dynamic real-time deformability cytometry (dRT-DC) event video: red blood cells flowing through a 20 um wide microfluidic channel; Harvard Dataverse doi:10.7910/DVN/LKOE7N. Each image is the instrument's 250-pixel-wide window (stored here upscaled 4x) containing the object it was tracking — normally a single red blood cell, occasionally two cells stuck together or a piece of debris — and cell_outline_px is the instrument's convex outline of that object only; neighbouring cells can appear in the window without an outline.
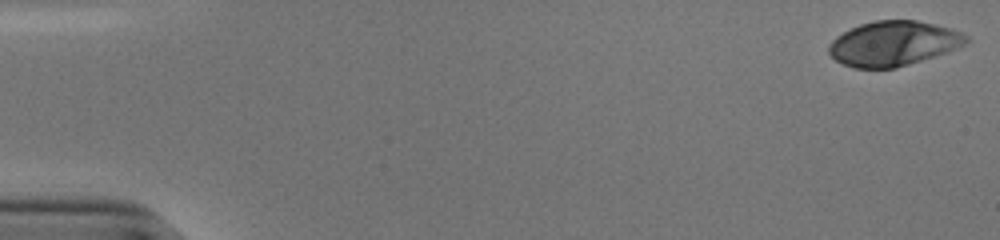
{"species": "human", "species_latin": "Homo sapiens", "temperature_condition": "cold", "stored_images_in_passage": 44, "camera_frame_rate_fps": 3000, "um_per_image_px": 0.085, "donor": {"sex": "male"}, "frame": {"image": 1, "passage_image": 1, "time_ms": 0.0, "image_size_px": [1000, 240], "cell_outline_px": [[968, 40], [964, 44], [948, 52], [896, 68], [852, 68], [836, 60], [828, 52], [828, 44], [836, 36], [860, 24], [876, 20], [916, 20], [952, 28], [968, 36]], "centroid_in_image_um": [75.93, 3.7], "position_along_channel_um": 9.1, "area_um2": 35.78}}
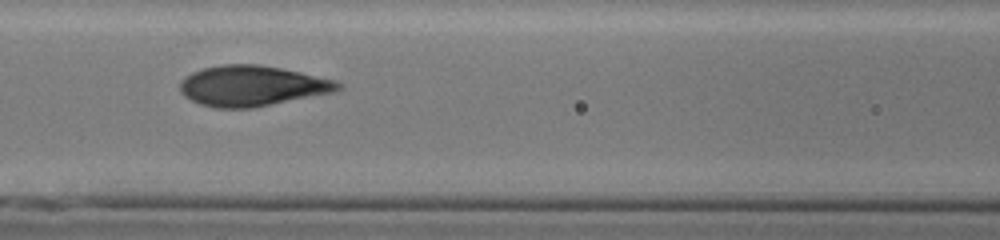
{"frame": {"image": 2, "passage_image": 24, "time_ms": 7.667, "image_size_px": [1000, 240], "cell_outline_px": [[344, 88], [336, 92], [252, 108], [216, 108], [200, 104], [184, 96], [180, 92], [180, 80], [192, 72], [204, 68], [224, 64], [260, 64], [300, 72], [336, 80], [344, 84]], "centroid_in_image_um": [21.46, 7.3], "position_along_channel_um": 145.1, "area_um2": 37.51}}
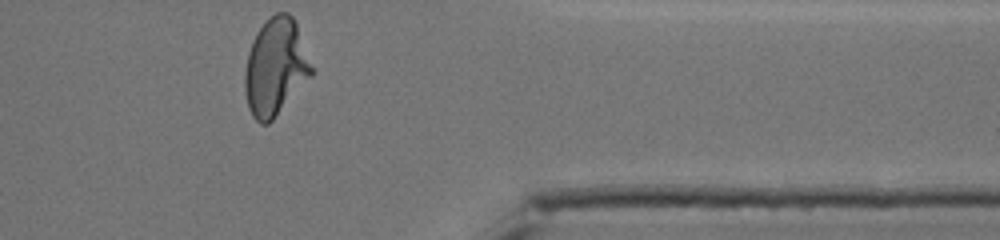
{"frame": {"image": 3, "passage_image": 44, "time_ms": 14.333, "image_size_px": [1000, 240], "cell_outline_px": [[316, 72], [272, 120], [268, 124], [260, 124], [252, 116], [248, 108], [244, 88], [244, 72], [248, 52], [252, 40], [256, 32], [264, 20], [276, 12], [288, 12], [292, 16], [296, 24]], "centroid_in_image_um": [23.42, 5.69], "position_along_channel_um": 388.0, "area_um2": 38.21}, "authors_computed_cell_mechanics": {"area_um2": 36.8764, "velocity_mm_per_s": 3.8547, "shape_relaxation_time_tau1_ms": 4.5823, "shape_relaxation_time_tau2_ms": null, "deformation_change_tau1": 0.217, "deformation_change_tau2": null}}